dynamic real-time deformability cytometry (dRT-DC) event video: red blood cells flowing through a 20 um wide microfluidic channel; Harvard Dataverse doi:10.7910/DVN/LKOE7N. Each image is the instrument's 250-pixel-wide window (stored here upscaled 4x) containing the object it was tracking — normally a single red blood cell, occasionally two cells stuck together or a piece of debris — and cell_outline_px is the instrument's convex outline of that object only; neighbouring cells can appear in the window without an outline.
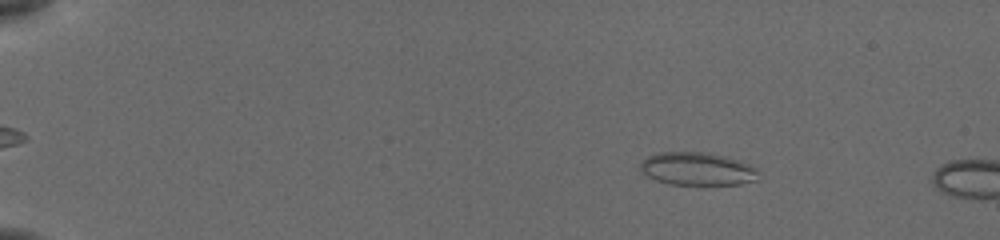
{"species": "common noctule bat (a hibernating species)", "species_latin": "Nyctalus noctula", "temperature_condition": "cold", "stored_images_in_passage": 8, "camera_frame_rate_fps": 3000, "um_per_image_px": 0.085, "animal": {"sex": "female", "body_mass_g": 19.5, "forearm_length_mm": 54.1}, "frame": {"image": 1, "passage_image": 4, "time_ms": 1.0, "image_size_px": [1000, 240], "cell_outline_px": [[756, 180], [740, 184], [668, 184], [656, 180], [648, 176], [640, 168], [640, 164], [648, 156], [660, 152], [708, 152], [724, 156], [748, 164], [756, 168]], "centroid_in_image_um": [59.24, 14.35], "position_along_channel_um": 25.8, "area_um2": 22.31}}